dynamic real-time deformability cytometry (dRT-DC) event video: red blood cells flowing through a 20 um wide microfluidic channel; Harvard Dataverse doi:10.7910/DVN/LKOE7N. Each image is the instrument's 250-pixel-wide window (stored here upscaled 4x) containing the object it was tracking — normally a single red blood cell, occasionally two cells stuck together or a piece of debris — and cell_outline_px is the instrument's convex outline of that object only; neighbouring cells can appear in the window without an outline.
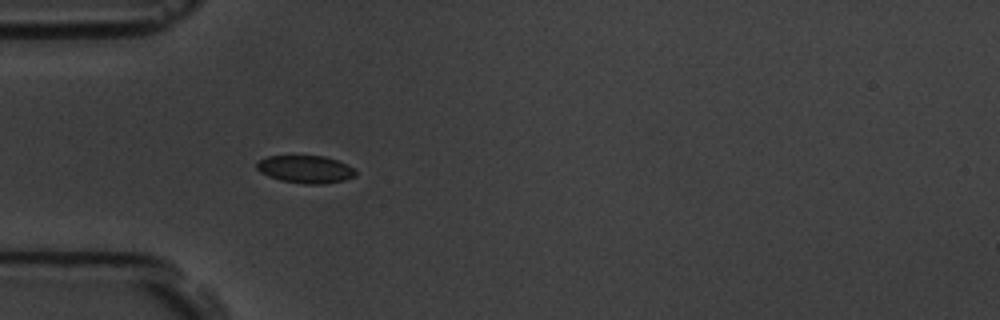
{"species": "common noctule bat (a hibernating species)", "species_latin": "Nyctalus noctula", "temperature_condition": "room temperature", "stored_images_in_passage": 5, "camera_frame_rate_fps": 3000, "um_per_image_px": 0.085, "animal": {"sex": "male", "body_mass_g": 19.5, "forearm_length_mm": 54.6}, "frame": {"image": 1, "passage_image": 5, "time_ms": 5.667, "image_size_px": [1000, 320], "cell_outline_px": [[356, 176], [344, 180], [324, 184], [304, 184], [280, 180], [268, 176], [260, 172], [256, 168], [256, 164], [260, 160], [268, 156], [324, 156], [336, 160], [356, 168]], "centroid_in_image_um": [25.99, 14.39], "position_along_channel_um": 59.0, "area_um2": 15.95}}